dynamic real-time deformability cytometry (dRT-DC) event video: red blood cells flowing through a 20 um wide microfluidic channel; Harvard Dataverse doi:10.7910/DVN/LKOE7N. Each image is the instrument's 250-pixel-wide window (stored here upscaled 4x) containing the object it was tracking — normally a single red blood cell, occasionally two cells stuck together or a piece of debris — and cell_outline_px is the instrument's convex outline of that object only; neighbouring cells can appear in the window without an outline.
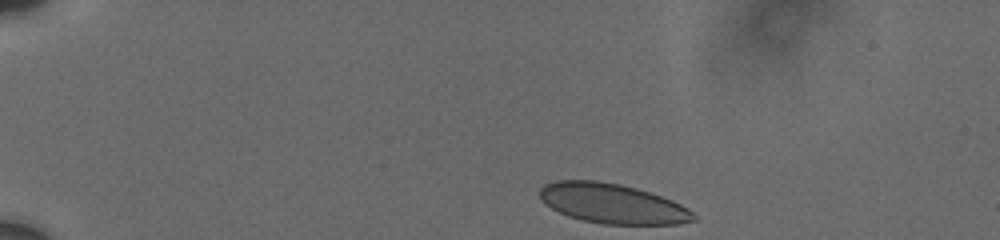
{"species": "human", "species_latin": "Homo sapiens", "temperature_condition": "cold", "stored_images_in_passage": 9, "camera_frame_rate_fps": 3000, "um_per_image_px": 0.085, "donor": {"sex": "male"}, "frame": {"image": 1, "passage_image": 1, "time_ms": 0.0, "image_size_px": [1000, 240], "cell_outline_px": [[696, 220], [676, 224], [604, 224], [584, 220], [568, 216], [544, 204], [540, 200], [540, 188], [544, 184], [556, 180], [596, 180], [620, 184], [636, 188], [672, 200], [688, 208], [696, 216]], "centroid_in_image_um": [52.03, 17.29], "position_along_channel_um": 33.0, "area_um2": 35.6}}
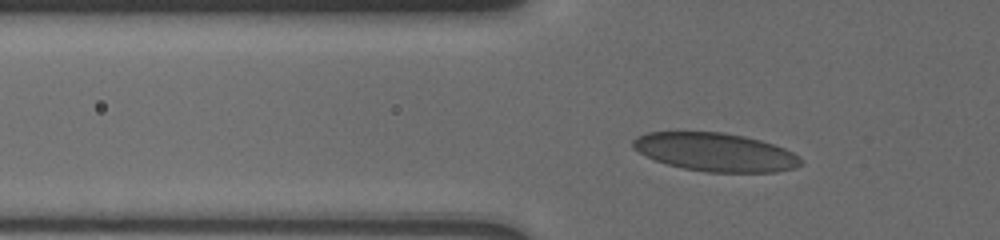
{"frame": {"image": 2, "passage_image": 8, "time_ms": 3.0, "image_size_px": [1000, 240], "cell_outline_px": [[800, 164], [792, 168], [776, 172], [708, 172], [684, 168], [668, 164], [656, 160], [632, 148], [632, 140], [636, 136], [648, 132], [724, 132], [744, 136], [760, 140], [784, 148], [800, 156]], "centroid_in_image_um": [60.79, 12.92], "position_along_channel_um": 65.0, "area_um2": 37.22}}